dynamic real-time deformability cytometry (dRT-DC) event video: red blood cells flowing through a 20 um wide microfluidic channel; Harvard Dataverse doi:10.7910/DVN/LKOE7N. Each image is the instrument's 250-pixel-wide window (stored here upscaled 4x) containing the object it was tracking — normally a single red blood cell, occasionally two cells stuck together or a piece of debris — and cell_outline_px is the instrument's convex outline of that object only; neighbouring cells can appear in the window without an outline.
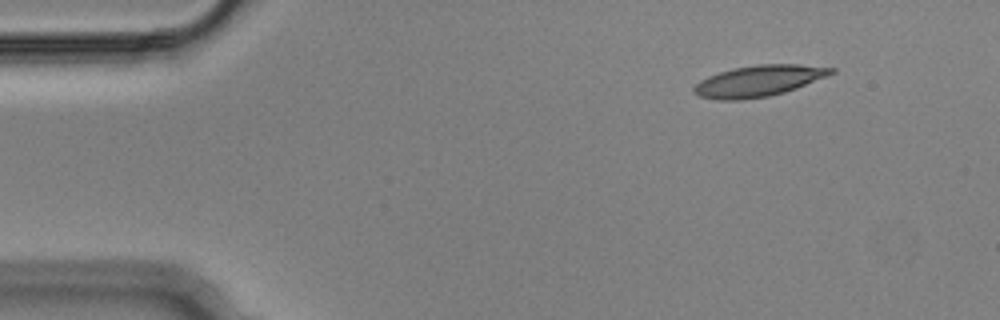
{"species": "Egyptian fruit bat (a non-hibernating species)", "species_latin": "Rousettus aegyptiacus", "temperature_condition": "cold", "stored_images_in_passage": 4, "camera_frame_rate_fps": 3000, "um_per_image_px": 0.085, "animal": {"sex": "male"}, "frame": {"image": 1, "passage_image": 1, "time_ms": 0.0, "image_size_px": [1000, 320], "cell_outline_px": [[836, 72], [828, 76], [796, 88], [784, 92], [768, 96], [740, 100], [716, 100], [700, 96], [692, 92], [692, 88], [700, 80], [708, 76], [732, 68], [756, 64], [800, 64], [836, 68]], "centroid_in_image_um": [64.49, 6.87], "position_along_channel_um": 20.5, "area_um2": 25.03}}
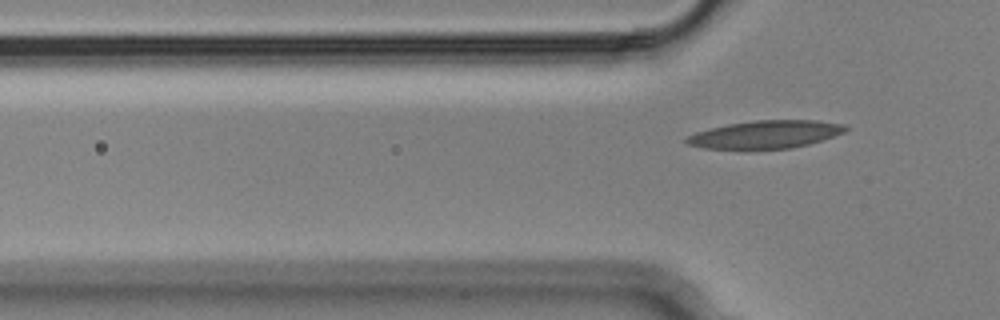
{"frame": {"image": 2, "passage_image": 4, "time_ms": 1.0, "image_size_px": [1000, 320], "cell_outline_px": [[848, 128], [844, 132], [808, 144], [792, 148], [704, 148], [688, 144], [684, 140], [688, 136], [696, 132], [728, 124], [756, 120], [816, 120], [844, 124]], "centroid_in_image_um": [65.08, 11.41], "position_along_channel_um": 60.7, "area_um2": 25.26}}